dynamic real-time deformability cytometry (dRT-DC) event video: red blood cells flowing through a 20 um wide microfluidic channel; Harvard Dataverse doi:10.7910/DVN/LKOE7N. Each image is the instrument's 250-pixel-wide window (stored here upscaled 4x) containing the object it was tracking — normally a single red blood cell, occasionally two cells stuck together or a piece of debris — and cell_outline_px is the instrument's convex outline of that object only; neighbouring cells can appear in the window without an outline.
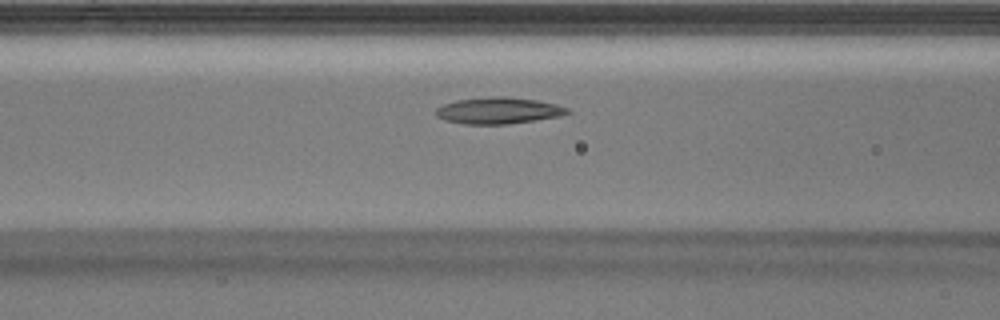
{"species": "Egyptian fruit bat (a non-hibernating species)", "species_latin": "Rousettus aegyptiacus", "temperature_condition": "warm", "stored_images_in_passage": 6, "camera_frame_rate_fps": 3000, "um_per_image_px": 0.085, "animal": {"sex": "male"}, "frame": {"image": 1, "passage_image": 4, "time_ms": 1.0, "image_size_px": [1000, 320], "cell_outline_px": [[572, 112], [560, 116], [508, 124], [464, 124], [444, 120], [436, 116], [436, 108], [444, 104], [456, 100], [492, 96], [508, 96], [536, 100], [556, 104], [568, 108]], "centroid_in_image_um": [42.36, 9.39], "position_along_channel_um": 124.2, "area_um2": 20.35}}